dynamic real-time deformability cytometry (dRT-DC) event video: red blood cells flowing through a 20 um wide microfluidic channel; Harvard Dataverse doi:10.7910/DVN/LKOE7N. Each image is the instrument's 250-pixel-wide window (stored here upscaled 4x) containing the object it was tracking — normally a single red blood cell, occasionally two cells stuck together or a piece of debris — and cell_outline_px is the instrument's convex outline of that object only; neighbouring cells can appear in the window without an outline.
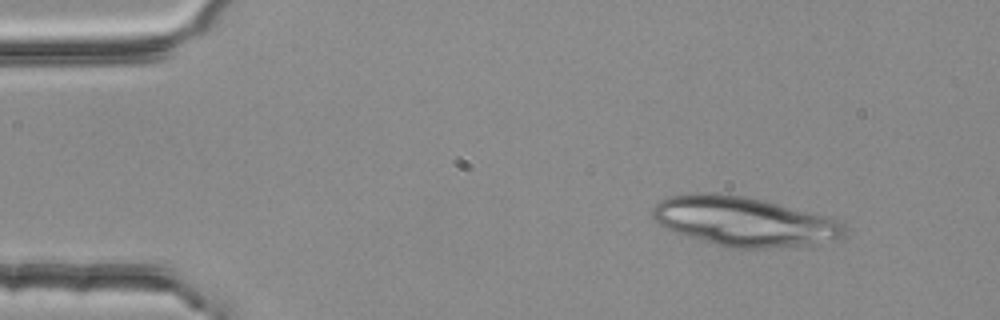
{"species": "common noctule bat (a hibernating species)", "species_latin": "Nyctalus noctula", "temperature_condition": "room temperature", "stored_images_in_passage": 3, "camera_frame_rate_fps": 3000, "um_per_image_px": 0.085, "animal": {"sex": "female", "body_mass_g": 25.1}, "frame": {"image": 1, "passage_image": 1, "time_ms": 0.0, "image_size_px": [1000, 320], "cell_outline_px": [[848, 228], [844, 236], [796, 244], [764, 248], [724, 248], [672, 232], [660, 224], [652, 216], [652, 208], [660, 200], [668, 196], [692, 192], [700, 192], [748, 196], [832, 216], [844, 220], [848, 224]], "centroid_in_image_um": [63.2, 18.79], "position_along_channel_um": 21.8, "area_um2": 55.55}}